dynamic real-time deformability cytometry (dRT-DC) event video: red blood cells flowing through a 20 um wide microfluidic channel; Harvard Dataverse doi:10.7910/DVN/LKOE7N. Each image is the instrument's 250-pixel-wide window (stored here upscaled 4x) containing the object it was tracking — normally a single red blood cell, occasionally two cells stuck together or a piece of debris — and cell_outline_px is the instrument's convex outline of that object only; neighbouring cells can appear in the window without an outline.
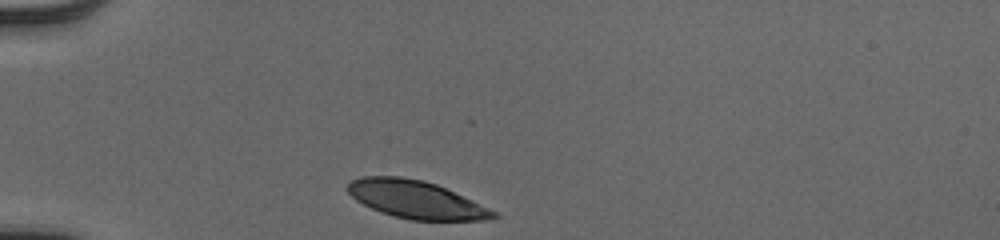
{"species": "human", "species_latin": "Homo sapiens", "temperature_condition": "cold", "stored_images_in_passage": 30, "camera_frame_rate_fps": 3000, "um_per_image_px": 0.085, "donor": {"sex": "male"}, "frame": {"image": 1, "passage_image": 1, "time_ms": 0.0, "image_size_px": [1000, 240], "cell_outline_px": [[500, 216], [492, 220], [412, 220], [392, 216], [380, 212], [356, 200], [344, 188], [352, 180], [360, 176], [400, 176], [424, 180], [436, 184], [488, 208], [496, 212]], "centroid_in_image_um": [35.32, 16.96], "position_along_channel_um": 49.7, "area_um2": 31.96}}
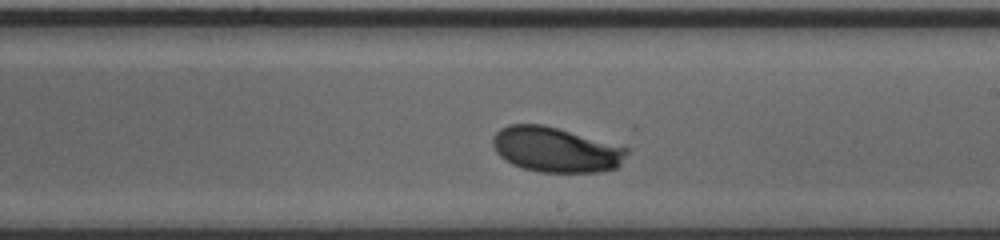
{"frame": {"image": 2, "passage_image": 18, "time_ms": 5.667, "image_size_px": [1000, 240], "cell_outline_px": [[628, 152], [620, 164], [616, 168], [600, 172], [540, 172], [524, 168], [512, 164], [504, 160], [496, 152], [492, 144], [492, 136], [500, 128], [508, 124], [540, 124], [556, 128], [628, 148]], "centroid_in_image_um": [47.19, 12.73], "position_along_channel_um": 241.8, "area_um2": 34.91}}
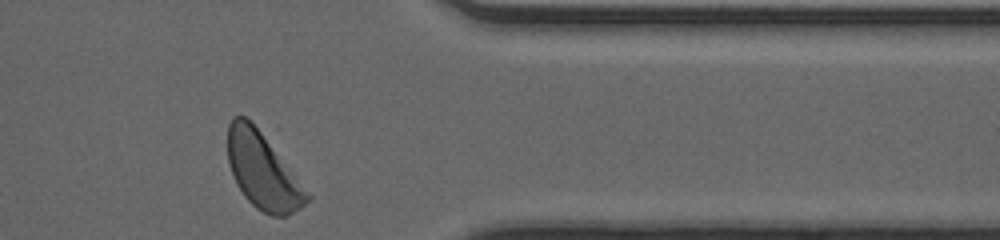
{"frame": {"image": 3, "passage_image": 30, "time_ms": 9.667, "image_size_px": [1000, 240], "cell_outline_px": [[312, 200], [288, 216], [272, 216], [256, 208], [244, 196], [236, 184], [232, 176], [228, 160], [228, 124], [232, 116], [244, 116], [280, 128], [312, 196]], "centroid_in_image_um": [22.56, 14.23], "position_along_channel_um": 388.8, "area_um2": 41.38}, "authors_computed_cell_mechanics": {"area_um2": 34.4777, "velocity_mm_per_s": 3.9141, "shape_relaxation_time_tau1_ms": 2.0635, "shape_relaxation_time_tau2_ms": null, "deformation_change_tau1": 0.1224, "deformation_change_tau2": null}}